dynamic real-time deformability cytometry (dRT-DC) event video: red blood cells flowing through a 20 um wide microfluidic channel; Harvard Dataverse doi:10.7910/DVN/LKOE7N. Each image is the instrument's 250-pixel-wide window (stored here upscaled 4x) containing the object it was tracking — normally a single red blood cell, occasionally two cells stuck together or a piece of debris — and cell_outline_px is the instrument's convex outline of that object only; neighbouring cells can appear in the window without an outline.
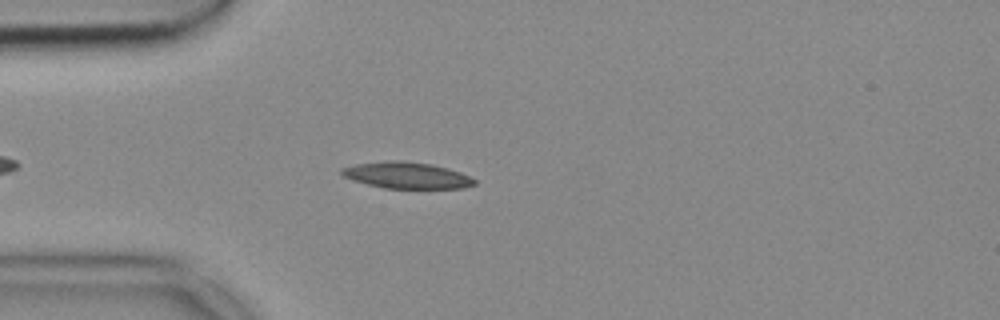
{"species": "common noctule bat (a hibernating species)", "species_latin": "Nyctalus noctula", "temperature_condition": "cold", "stored_images_in_passage": 39, "camera_frame_rate_fps": 3000, "um_per_image_px": 0.085, "animal": {"sex": "female", "body_mass_g": 18.4}, "frame": {"image": 1, "passage_image": 7, "time_ms": 2.0, "image_size_px": [1000, 320], "cell_outline_px": [[476, 184], [464, 188], [384, 188], [352, 180], [344, 176], [340, 172], [340, 168], [356, 164], [396, 160], [400, 160], [432, 164], [448, 168], [460, 172], [476, 180]], "centroid_in_image_um": [34.58, 14.9], "position_along_channel_um": 50.4, "area_um2": 20.29}}
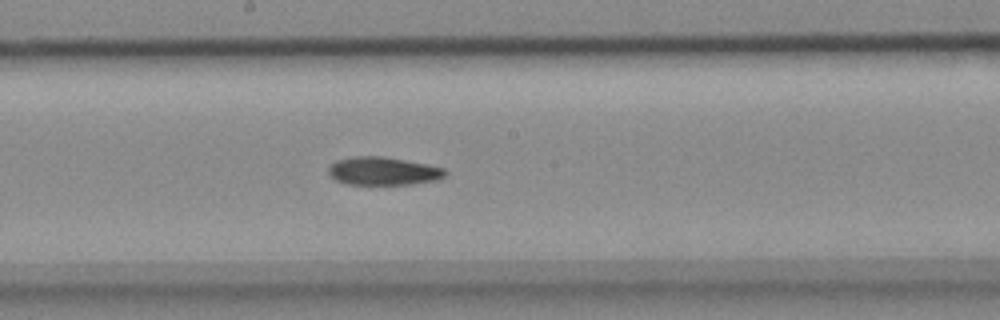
{"frame": {"image": 2, "passage_image": 21, "time_ms": 6.667, "image_size_px": [1000, 320], "cell_outline_px": [[448, 172], [444, 176], [436, 180], [412, 184], [344, 184], [336, 180], [328, 172], [328, 168], [336, 160], [356, 156], [384, 156], [444, 168]], "centroid_in_image_um": [32.56, 14.54], "position_along_channel_um": 215.6, "area_um2": 18.96}}
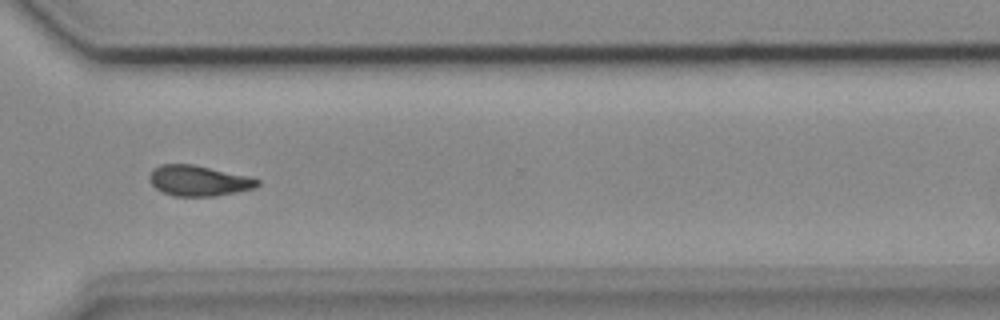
{"frame": {"image": 3, "passage_image": 32, "time_ms": 10.333, "image_size_px": [1000, 320], "cell_outline_px": [[260, 184], [256, 188], [216, 196], [172, 196], [156, 188], [152, 184], [148, 176], [160, 164], [192, 164], [248, 176], [260, 180]], "centroid_in_image_um": [16.91, 15.37], "position_along_channel_um": 353.7, "area_um2": 19.07}}